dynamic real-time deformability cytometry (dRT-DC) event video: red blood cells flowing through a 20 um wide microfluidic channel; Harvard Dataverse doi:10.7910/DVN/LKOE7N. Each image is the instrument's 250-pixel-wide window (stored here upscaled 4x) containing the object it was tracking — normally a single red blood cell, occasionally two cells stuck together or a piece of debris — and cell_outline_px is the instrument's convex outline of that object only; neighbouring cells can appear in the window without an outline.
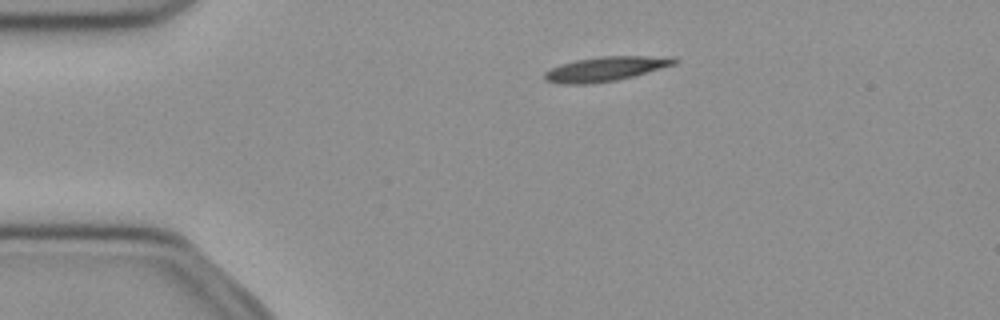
{"species": "common noctule bat (a hibernating species)", "species_latin": "Nyctalus noctula", "temperature_condition": "cold", "stored_images_in_passage": 43, "camera_frame_rate_fps": 3000, "um_per_image_px": 0.085, "animal": {"sex": "female", "body_mass_g": 21.9}, "frame": {"image": 1, "passage_image": 2, "time_ms": 0.333, "image_size_px": [1000, 320], "cell_outline_px": [[680, 60], [676, 64], [636, 76], [616, 80], [592, 84], [556, 84], [544, 80], [544, 72], [560, 64], [576, 60], [600, 56], [676, 56]], "centroid_in_image_um": [51.52, 5.86], "position_along_channel_um": 33.5, "area_um2": 18.96}}
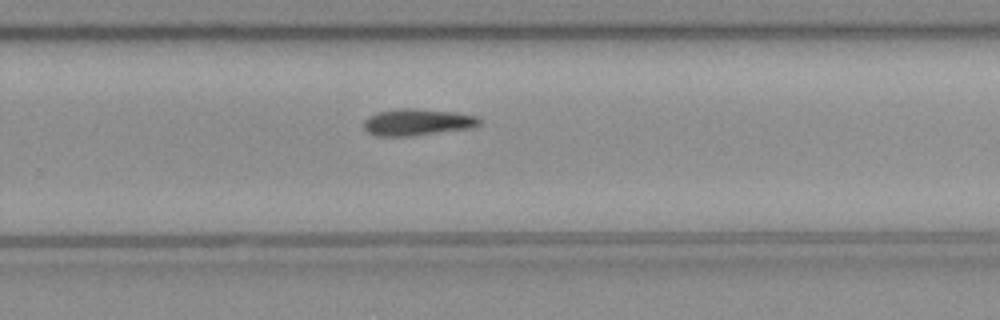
{"frame": {"image": 2, "passage_image": 25, "time_ms": 8.0, "image_size_px": [1000, 320], "cell_outline_px": [[480, 124], [468, 128], [408, 136], [376, 136], [368, 132], [364, 128], [364, 120], [368, 116], [376, 112], [396, 108], [416, 108], [448, 112], [476, 116], [480, 120]], "centroid_in_image_um": [35.37, 10.37], "position_along_channel_um": 294.4, "area_um2": 17.69}}
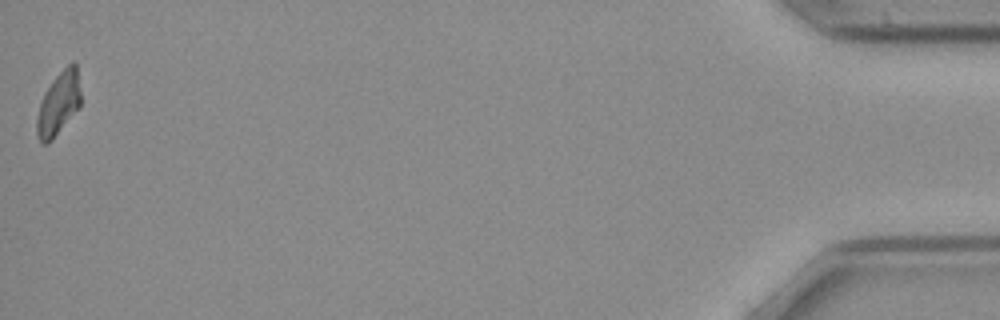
{"frame": {"image": 3, "passage_image": 43, "time_ms": 14.0, "image_size_px": [1000, 320], "cell_outline_px": [[80, 108], [52, 140], [48, 144], [40, 144], [36, 132], [36, 116], [44, 92], [52, 80], [72, 60], [76, 64], [80, 92]], "centroid_in_image_um": [4.96, 8.84], "position_along_channel_um": 430.2, "area_um2": 16.36}, "authors_computed_cell_mechanics": {"area_um2": 17.8024, "velocity_mm_per_s": 3.9599, "shape_relaxation_time_tau1_ms": 3.0909, "shape_relaxation_time_tau2_ms": null, "deformation_change_tau1": 0.1324, "deformation_change_tau2": null}}